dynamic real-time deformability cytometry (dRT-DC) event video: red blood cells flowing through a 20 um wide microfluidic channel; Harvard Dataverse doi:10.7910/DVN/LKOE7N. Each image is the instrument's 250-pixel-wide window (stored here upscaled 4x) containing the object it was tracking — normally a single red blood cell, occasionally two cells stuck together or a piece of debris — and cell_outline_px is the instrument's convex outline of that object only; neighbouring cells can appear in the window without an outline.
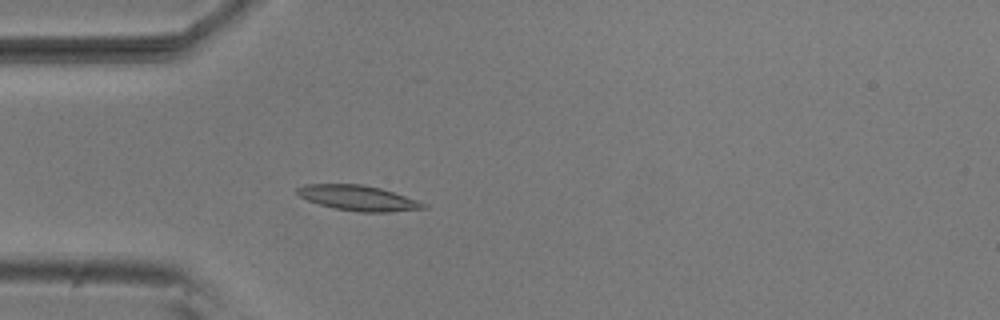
{"species": "common noctule bat (a hibernating species)", "species_latin": "Nyctalus noctula", "temperature_condition": "room temperature", "stored_images_in_passage": 5, "camera_frame_rate_fps": 3000, "um_per_image_px": 0.085, "animal": {"sex": "male", "body_mass_g": 20.5, "forearm_length_mm": 52.5}, "frame": {"image": 1, "passage_image": 5, "time_ms": 1.333, "image_size_px": [1000, 320], "cell_outline_px": [[428, 208], [392, 212], [360, 212], [332, 208], [308, 200], [300, 196], [296, 192], [296, 188], [304, 184], [364, 184], [380, 188], [428, 204]], "centroid_in_image_um": [30.45, 16.83], "position_along_channel_um": 54.6, "area_um2": 18.55}}